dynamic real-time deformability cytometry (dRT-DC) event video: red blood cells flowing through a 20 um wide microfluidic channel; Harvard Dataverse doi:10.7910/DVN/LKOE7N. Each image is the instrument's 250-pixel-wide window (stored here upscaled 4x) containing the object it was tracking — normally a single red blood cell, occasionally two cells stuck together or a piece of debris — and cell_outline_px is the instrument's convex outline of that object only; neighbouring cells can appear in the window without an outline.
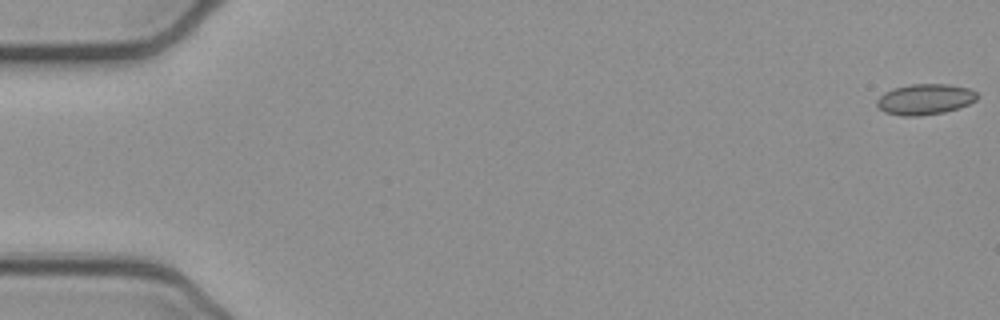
{"species": "common noctule bat (a hibernating species)", "species_latin": "Nyctalus noctula", "temperature_condition": "cold", "stored_images_in_passage": 8, "camera_frame_rate_fps": 3000, "um_per_image_px": 0.085, "animal": {"sex": "female", "body_mass_g": 21.9}, "frame": {"image": 1, "passage_image": 1, "time_ms": 0.0, "image_size_px": [1000, 320], "cell_outline_px": [[980, 96], [976, 100], [968, 104], [944, 112], [920, 116], [900, 116], [884, 112], [876, 104], [876, 100], [884, 92], [892, 88], [912, 84], [948, 84], [968, 88], [976, 92]], "centroid_in_image_um": [78.61, 8.44], "position_along_channel_um": 6.4, "area_um2": 18.03}}